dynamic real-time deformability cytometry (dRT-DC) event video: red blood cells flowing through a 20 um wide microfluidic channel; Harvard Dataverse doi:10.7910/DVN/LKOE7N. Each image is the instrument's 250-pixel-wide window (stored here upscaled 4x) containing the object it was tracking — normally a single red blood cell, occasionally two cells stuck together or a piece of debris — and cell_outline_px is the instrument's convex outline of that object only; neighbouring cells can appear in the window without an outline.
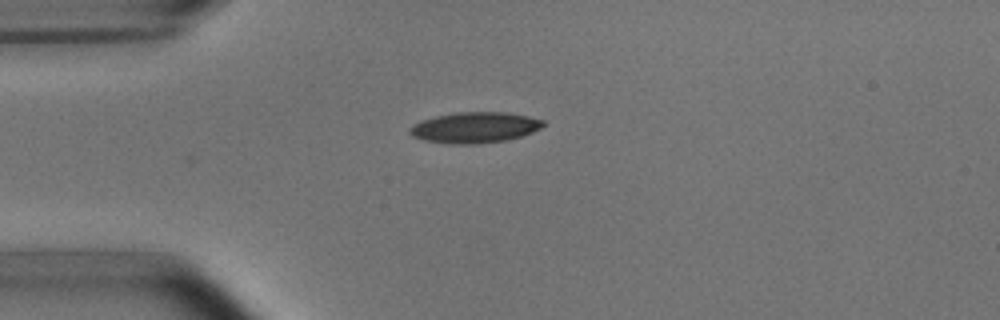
{"species": "common noctule bat (a hibernating species)", "species_latin": "Nyctalus noctula", "temperature_condition": "room temperature", "stored_images_in_passage": 34, "camera_frame_rate_fps": 3000, "um_per_image_px": 0.085, "animal": {"sex": "male", "body_mass_g": 15.6}, "frame": {"image": 1, "passage_image": 1, "time_ms": 0.0, "image_size_px": [1000, 320], "cell_outline_px": [[544, 124], [540, 128], [532, 132], [520, 136], [504, 140], [476, 144], [452, 144], [424, 140], [412, 136], [408, 132], [408, 128], [412, 124], [420, 120], [436, 116], [456, 112], [508, 112], [528, 116], [544, 120]], "centroid_in_image_um": [40.31, 10.83], "position_along_channel_um": 44.7, "area_um2": 23.99}}
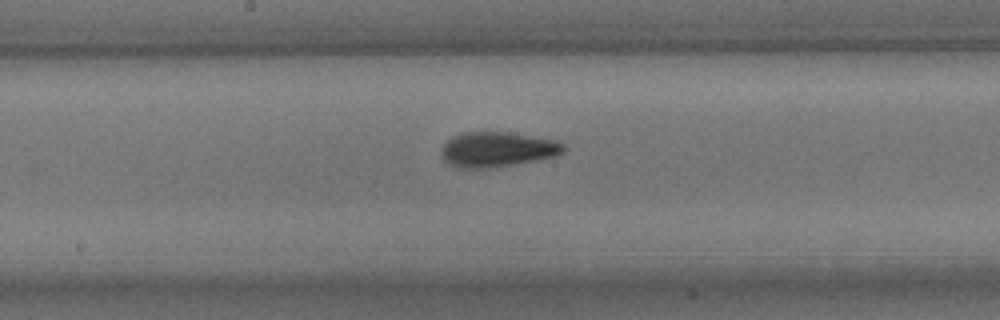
{"frame": {"image": 2, "passage_image": 15, "time_ms": 4.667, "image_size_px": [1000, 320], "cell_outline_px": [[568, 148], [564, 152], [556, 156], [512, 164], [480, 168], [456, 168], [448, 164], [444, 160], [444, 144], [452, 136], [464, 132], [508, 132], [556, 140], [564, 144]], "centroid_in_image_um": [42.31, 12.69], "position_along_channel_um": 205.9, "area_um2": 24.62}}
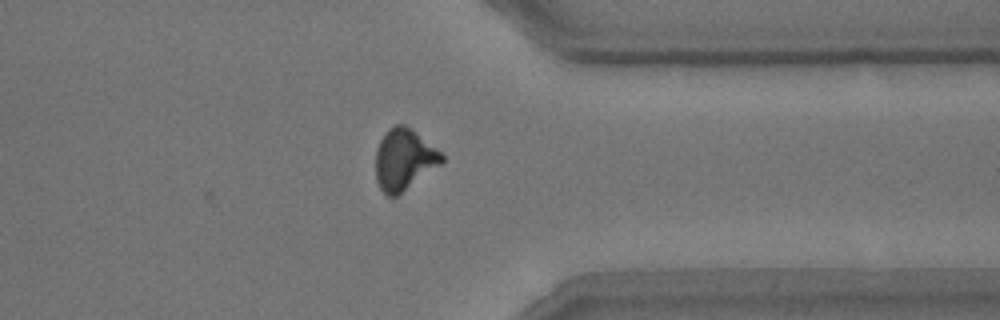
{"frame": {"image": 3, "passage_image": 29, "time_ms": 9.333, "image_size_px": [1000, 320], "cell_outline_px": [[444, 160], [440, 164], [396, 196], [388, 196], [380, 188], [376, 180], [376, 148], [384, 132], [388, 128], [396, 124], [404, 124], [416, 132], [440, 152], [444, 156]], "centroid_in_image_um": [34.3, 13.53], "position_along_channel_um": 377.1, "area_um2": 23.18}, "authors_computed_cell_mechanics": {"area_um2": 23.7269, "velocity_mm_per_s": 3.7987, "shape_relaxation_time_tau1_ms": 3.3233, "shape_relaxation_time_tau2_ms": 2.4017, "deformation_change_tau1": 0.1494, "deformation_change_tau2": 0.0949}}